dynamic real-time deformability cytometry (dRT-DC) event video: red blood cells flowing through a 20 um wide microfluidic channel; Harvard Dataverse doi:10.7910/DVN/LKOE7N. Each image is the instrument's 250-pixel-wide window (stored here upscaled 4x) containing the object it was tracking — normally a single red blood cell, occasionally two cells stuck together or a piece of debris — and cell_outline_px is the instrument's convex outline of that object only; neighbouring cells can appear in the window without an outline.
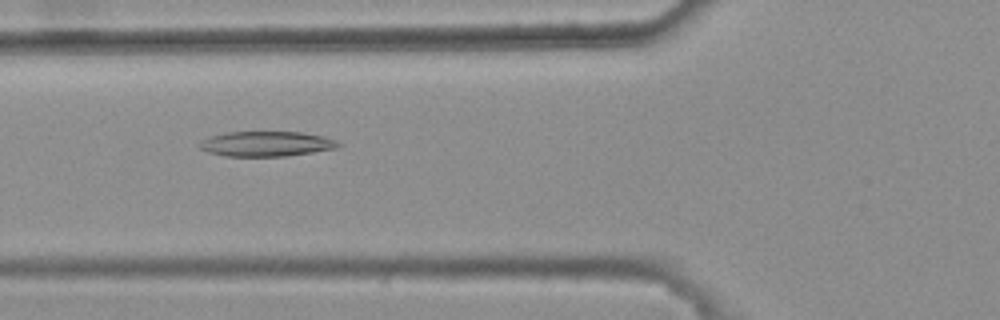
{"species": "common noctule bat (a hibernating species)", "species_latin": "Nyctalus noctula", "temperature_condition": "warm", "stored_images_in_passage": 43, "camera_frame_rate_fps": 3000, "um_per_image_px": 0.085, "animal": {"sex": "female", "body_mass_g": 25.1}, "frame": {"image": 1, "passage_image": 14, "time_ms": 4.333, "image_size_px": [1000, 320], "cell_outline_px": [[340, 144], [336, 148], [288, 156], [224, 156], [208, 152], [200, 148], [200, 144], [208, 136], [228, 132], [304, 132], [324, 136], [336, 140]], "centroid_in_image_um": [22.65, 12.22], "position_along_channel_um": 103.1, "area_um2": 20.17}}
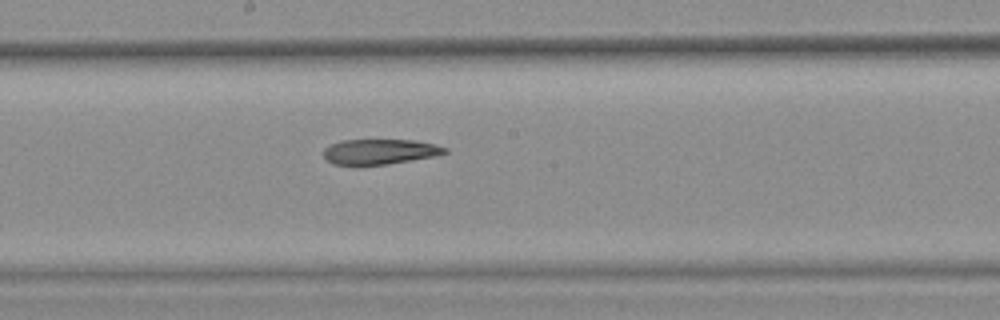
{"frame": {"image": 2, "passage_image": 23, "time_ms": 7.333, "image_size_px": [1000, 320], "cell_outline_px": [[448, 152], [436, 156], [388, 164], [352, 168], [332, 164], [324, 156], [324, 148], [340, 140], [416, 140], [448, 148]], "centroid_in_image_um": [32.23, 12.93], "position_along_channel_um": 216.0, "area_um2": 18.44}}
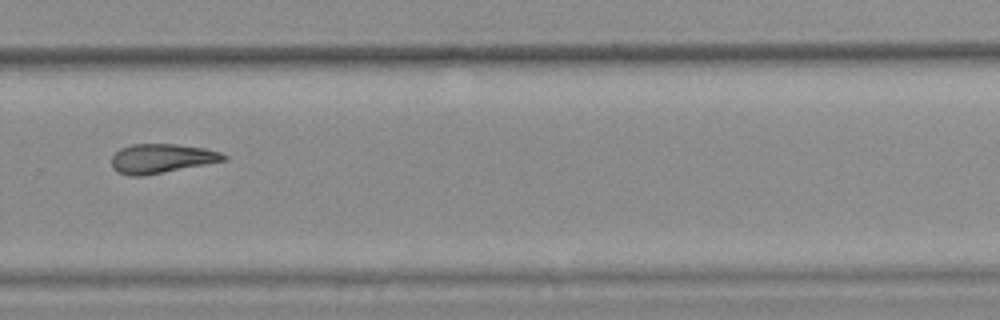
{"frame": {"image": 3, "passage_image": 31, "time_ms": 10.0, "image_size_px": [1000, 320], "cell_outline_px": [[228, 160], [144, 176], [128, 176], [116, 172], [112, 168], [112, 156], [120, 148], [132, 144], [176, 144], [204, 148], [220, 152], [228, 156]], "centroid_in_image_um": [13.72, 13.48], "position_along_channel_um": 316.1, "area_um2": 19.31}, "authors_computed_cell_mechanics": {"area_um2": 19.4786, "velocity_mm_per_s": 3.7522, "shape_relaxation_time_tau1_ms": null, "shape_relaxation_time_tau2_ms": 4.6086, "deformation_change_tau1": null, "deformation_change_tau2": 0.1404}}